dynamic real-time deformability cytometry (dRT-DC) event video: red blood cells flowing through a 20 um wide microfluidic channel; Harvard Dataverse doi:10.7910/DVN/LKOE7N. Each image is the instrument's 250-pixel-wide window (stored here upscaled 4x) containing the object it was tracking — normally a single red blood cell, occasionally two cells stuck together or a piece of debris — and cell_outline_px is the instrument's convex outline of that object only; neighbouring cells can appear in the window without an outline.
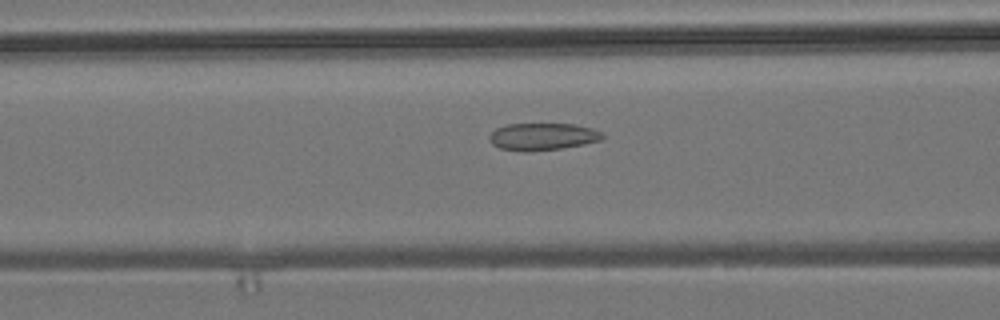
{"species": "common noctule bat (a hibernating species)", "species_latin": "Nyctalus noctula", "temperature_condition": "room temperature", "stored_images_in_passage": 39, "camera_frame_rate_fps": 3000, "um_per_image_px": 0.085, "animal": {"sex": "male", "body_mass_g": 19.2, "forearm_length_mm": 51.8}, "frame": {"image": 1, "passage_image": 17, "time_ms": 5.333, "image_size_px": [1000, 320], "cell_outline_px": [[604, 136], [600, 140], [584, 144], [560, 148], [500, 148], [492, 144], [488, 140], [488, 136], [496, 128], [508, 124], [576, 124], [592, 128], [604, 132]], "centroid_in_image_um": [46.18, 11.55], "position_along_channel_um": 120.4, "area_um2": 17.11}}
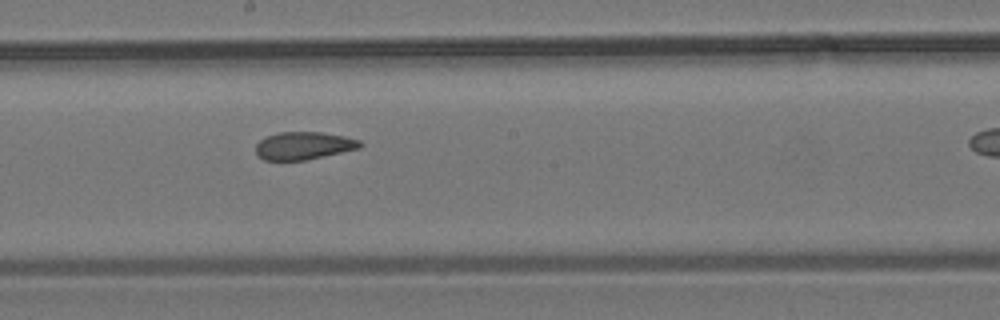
{"frame": {"image": 2, "passage_image": 25, "time_ms": 8.0, "image_size_px": [1000, 320], "cell_outline_px": [[364, 144], [360, 148], [304, 160], [264, 160], [256, 152], [256, 144], [260, 140], [268, 136], [280, 132], [320, 132], [344, 136], [360, 140]], "centroid_in_image_um": [25.83, 12.38], "position_along_channel_um": 222.4, "area_um2": 16.65}}
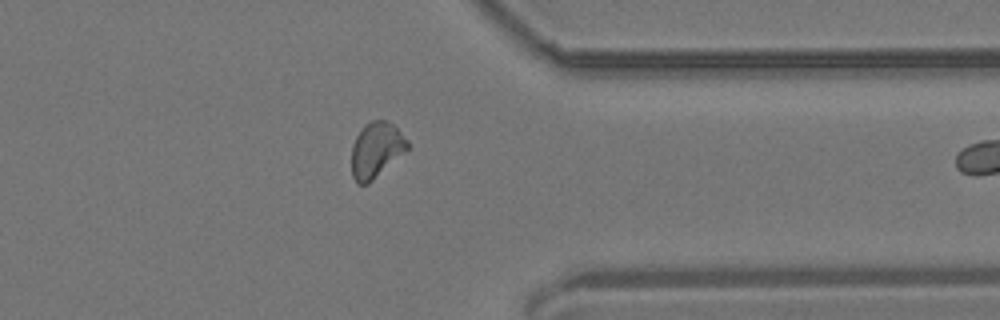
{"frame": {"image": 3, "passage_image": 38, "time_ms": 12.333, "image_size_px": [1000, 320], "cell_outline_px": [[408, 148], [368, 184], [356, 184], [352, 176], [352, 144], [356, 136], [364, 124], [372, 120], [388, 120], [408, 140]], "centroid_in_image_um": [31.94, 12.73], "position_along_channel_um": 379.5, "area_um2": 17.86}}